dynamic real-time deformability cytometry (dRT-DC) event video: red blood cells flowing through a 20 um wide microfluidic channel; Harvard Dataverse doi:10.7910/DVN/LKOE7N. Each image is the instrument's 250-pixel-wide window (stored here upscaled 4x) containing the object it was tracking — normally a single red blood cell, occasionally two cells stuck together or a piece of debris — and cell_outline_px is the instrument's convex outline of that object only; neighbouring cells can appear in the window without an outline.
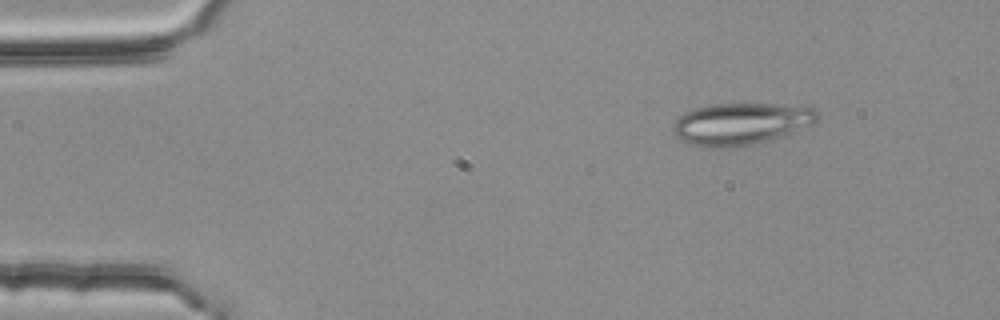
{"species": "common noctule bat (a hibernating species)", "species_latin": "Nyctalus noctula", "temperature_condition": "room temperature", "stored_images_in_passage": 2, "camera_frame_rate_fps": 3000, "um_per_image_px": 0.085, "animal": {"sex": "female", "body_mass_g": 25.1}, "frame": {"image": 1, "passage_image": 1, "time_ms": 0.0, "image_size_px": [1000, 320], "cell_outline_px": [[820, 120], [816, 124], [768, 140], [752, 144], [720, 148], [708, 148], [692, 144], [684, 140], [672, 128], [672, 124], [684, 112], [696, 108], [716, 104], [772, 104], [820, 108]], "centroid_in_image_um": [63.07, 10.51], "position_along_channel_um": 21.9, "area_um2": 35.08}}